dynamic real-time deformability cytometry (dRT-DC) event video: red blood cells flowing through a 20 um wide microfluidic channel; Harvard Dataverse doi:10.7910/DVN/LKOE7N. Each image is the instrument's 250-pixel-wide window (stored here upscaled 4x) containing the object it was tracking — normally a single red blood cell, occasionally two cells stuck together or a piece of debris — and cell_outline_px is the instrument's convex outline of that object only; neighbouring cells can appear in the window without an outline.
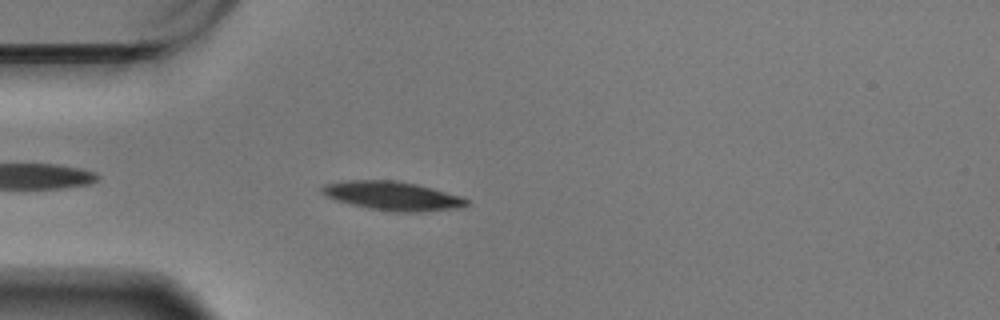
{"species": "Egyptian fruit bat (a non-hibernating species)", "species_latin": "Rousettus aegyptiacus", "temperature_condition": "warm", "stored_images_in_passage": 46, "camera_frame_rate_fps": 3000, "um_per_image_px": 0.085, "animal": {"sex": "male"}, "frame": {"image": 1, "passage_image": 4, "time_ms": 1.0, "image_size_px": [1000, 320], "cell_outline_px": [[472, 204], [464, 208], [420, 212], [396, 212], [368, 208], [348, 204], [324, 196], [320, 192], [320, 188], [324, 184], [352, 180], [392, 180], [416, 184], [432, 188], [460, 196], [468, 200]], "centroid_in_image_um": [33.38, 16.67], "position_along_channel_um": 51.6, "area_um2": 24.57}}
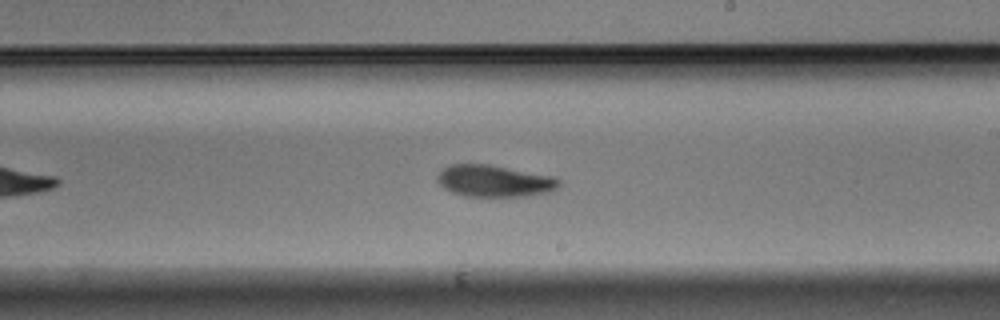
{"frame": {"image": 2, "passage_image": 22, "time_ms": 7.0, "image_size_px": [1000, 320], "cell_outline_px": [[560, 184], [556, 188], [548, 192], [528, 196], [464, 196], [452, 192], [444, 188], [436, 180], [436, 176], [444, 168], [452, 164], [488, 164], [556, 176], [560, 180]], "centroid_in_image_um": [42.03, 15.38], "position_along_channel_um": 247.0, "area_um2": 22.6}}
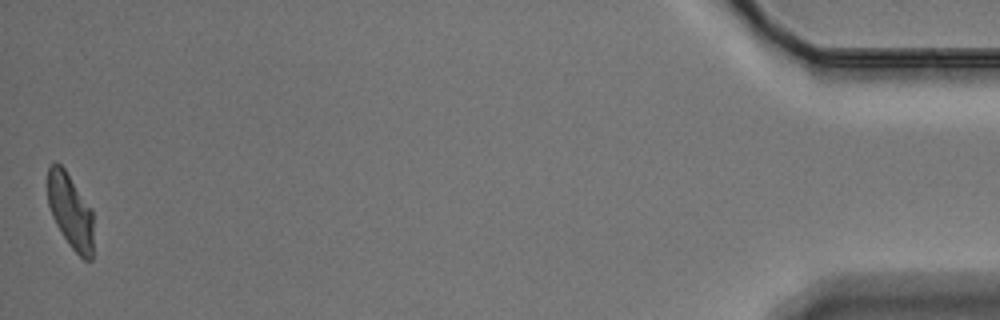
{"frame": {"image": 3, "passage_image": 46, "time_ms": 15.0, "image_size_px": [1000, 320], "cell_outline_px": [[92, 260], [84, 260], [68, 244], [56, 224], [52, 216], [48, 204], [48, 168], [52, 164], [60, 164], [64, 168], [92, 208]], "centroid_in_image_um": [5.99, 17.95], "position_along_channel_um": 429.2, "area_um2": 19.77}, "authors_computed_cell_mechanics": {"area_um2": 22.4264, "velocity_mm_per_s": 3.4268, "shape_relaxation_time_tau1_ms": 4.4126, "shape_relaxation_time_tau2_ms": null, "deformation_change_tau1": 0.1797, "deformation_change_tau2": null}}